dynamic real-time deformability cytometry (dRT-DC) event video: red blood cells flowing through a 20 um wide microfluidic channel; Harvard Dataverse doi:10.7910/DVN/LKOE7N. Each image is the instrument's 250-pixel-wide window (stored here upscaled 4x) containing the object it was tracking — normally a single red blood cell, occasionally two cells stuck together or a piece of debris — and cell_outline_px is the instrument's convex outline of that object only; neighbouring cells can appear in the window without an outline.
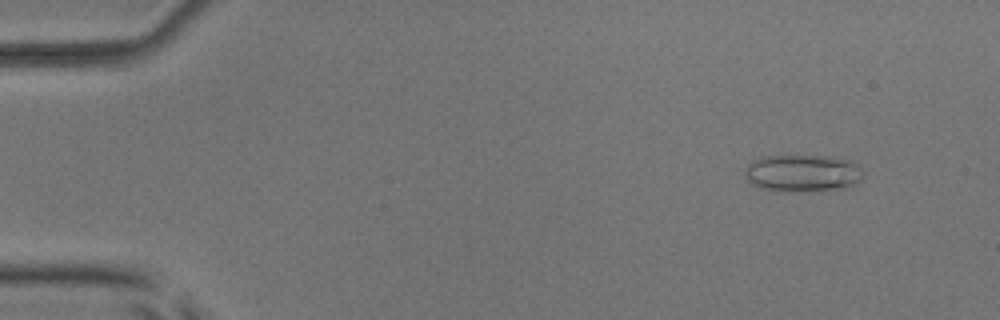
{"species": "common noctule bat (a hibernating species)", "species_latin": "Nyctalus noctula", "temperature_condition": "room temperature", "stored_images_in_passage": 52, "camera_frame_rate_fps": 3000, "um_per_image_px": 0.085, "animal": {"sex": "male", "body_mass_g": 17.9, "forearm_length_mm": 54.2}, "frame": {"image": 1, "passage_image": 5, "time_ms": 1.333, "image_size_px": [1000, 320], "cell_outline_px": [[864, 176], [856, 184], [848, 188], [760, 188], [752, 184], [744, 176], [744, 168], [752, 160], [760, 156], [836, 156], [852, 160], [864, 172]], "centroid_in_image_um": [68.25, 14.64], "position_along_channel_um": 16.7, "area_um2": 24.91}}
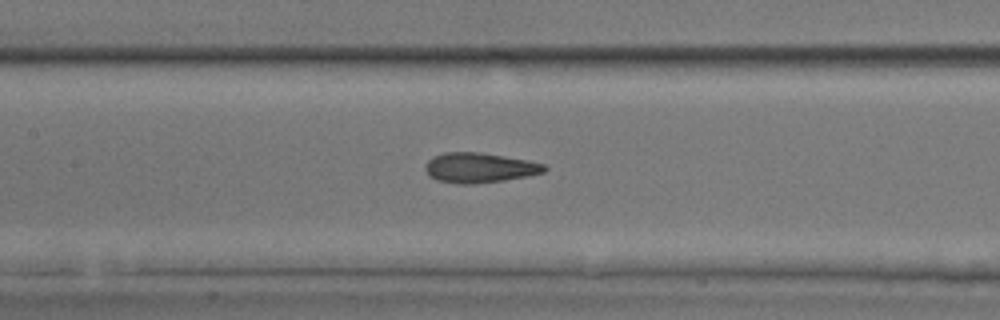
{"frame": {"image": 2, "passage_image": 25, "time_ms": 8.0, "image_size_px": [1000, 320], "cell_outline_px": [[548, 168], [544, 172], [528, 176], [504, 180], [472, 184], [460, 184], [436, 180], [428, 176], [424, 168], [424, 164], [432, 156], [444, 152], [480, 152], [528, 160], [544, 164]], "centroid_in_image_um": [40.71, 14.25], "position_along_channel_um": 166.7, "area_um2": 20.98}}
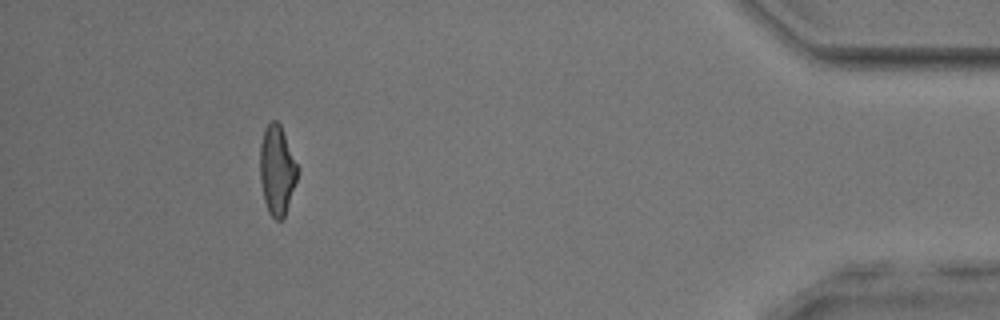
{"frame": {"image": 3, "passage_image": 48, "time_ms": 15.667, "image_size_px": [1000, 320], "cell_outline_px": [[300, 168], [284, 216], [280, 220], [276, 220], [268, 212], [264, 200], [260, 180], [260, 144], [264, 128], [272, 120], [276, 120], [280, 124]], "centroid_in_image_um": [23.54, 14.42], "position_along_channel_um": 411.7, "area_um2": 19.59}, "authors_computed_cell_mechanics": {"area_um2": 20.7791, "velocity_mm_per_s": 3.9492, "shape_relaxation_time_tau1_ms": 9.6559, "shape_relaxation_time_tau2_ms": 2.0578, "deformation_change_tau1": 0.243, "deformation_change_tau2": 0.118}}